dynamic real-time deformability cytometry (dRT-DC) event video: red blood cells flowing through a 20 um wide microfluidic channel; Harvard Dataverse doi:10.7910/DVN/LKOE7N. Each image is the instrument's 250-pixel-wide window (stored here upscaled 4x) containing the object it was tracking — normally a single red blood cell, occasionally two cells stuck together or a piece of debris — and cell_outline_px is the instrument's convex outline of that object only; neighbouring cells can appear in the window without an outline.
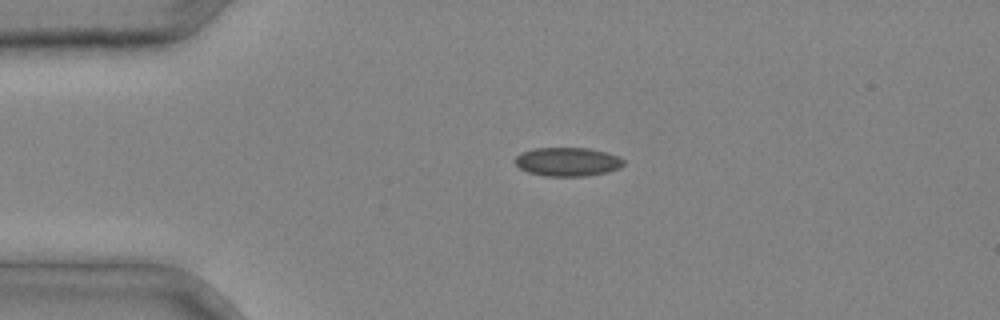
{"species": "common noctule bat (a hibernating species)", "species_latin": "Nyctalus noctula", "temperature_condition": "cold", "stored_images_in_passage": 2, "camera_frame_rate_fps": 3000, "um_per_image_px": 0.085, "animal": {"sex": "male", "body_mass_g": 20.4}, "frame": {"image": 1, "passage_image": 1, "time_ms": 0.0, "image_size_px": [1000, 320], "cell_outline_px": [[624, 164], [620, 168], [608, 172], [584, 176], [544, 176], [528, 172], [520, 168], [512, 160], [520, 152], [532, 148], [588, 148], [608, 152], [620, 156], [624, 160]], "centroid_in_image_um": [48.24, 13.74], "position_along_channel_um": 36.8, "area_um2": 18.5}}